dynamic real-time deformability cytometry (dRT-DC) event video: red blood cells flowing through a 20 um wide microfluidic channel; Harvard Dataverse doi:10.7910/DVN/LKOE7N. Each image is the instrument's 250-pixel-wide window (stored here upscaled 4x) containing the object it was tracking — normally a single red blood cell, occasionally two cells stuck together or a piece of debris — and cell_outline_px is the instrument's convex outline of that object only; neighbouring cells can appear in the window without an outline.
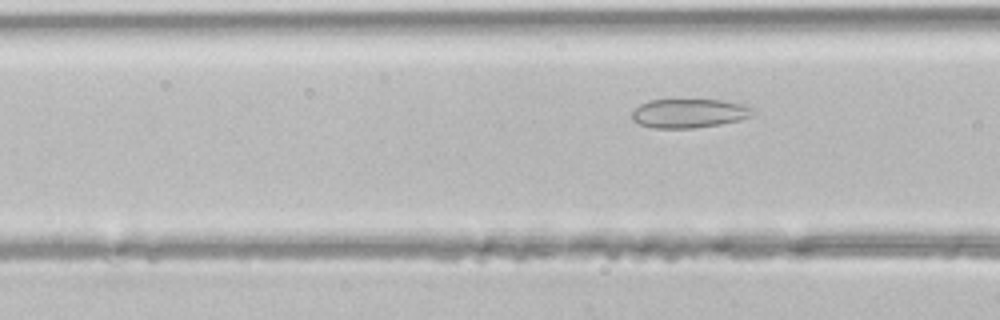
{"species": "common noctule bat (a hibernating species)", "species_latin": "Nyctalus noctula", "temperature_condition": "room temperature", "stored_images_in_passage": 5, "camera_frame_rate_fps": 3000, "um_per_image_px": 0.085, "animal": {"sex": "male", "body_mass_g": 21.5, "forearm_length_mm": 52.0}, "frame": {"image": 1, "passage_image": 5, "time_ms": 1.333, "image_size_px": [1000, 320], "cell_outline_px": [[756, 112], [752, 116], [740, 120], [720, 124], [692, 128], [652, 128], [640, 124], [632, 120], [632, 112], [640, 104], [648, 100], [720, 100], [744, 104], [756, 108]], "centroid_in_image_um": [58.62, 9.63], "position_along_channel_um": 108.0, "area_um2": 20.58}}